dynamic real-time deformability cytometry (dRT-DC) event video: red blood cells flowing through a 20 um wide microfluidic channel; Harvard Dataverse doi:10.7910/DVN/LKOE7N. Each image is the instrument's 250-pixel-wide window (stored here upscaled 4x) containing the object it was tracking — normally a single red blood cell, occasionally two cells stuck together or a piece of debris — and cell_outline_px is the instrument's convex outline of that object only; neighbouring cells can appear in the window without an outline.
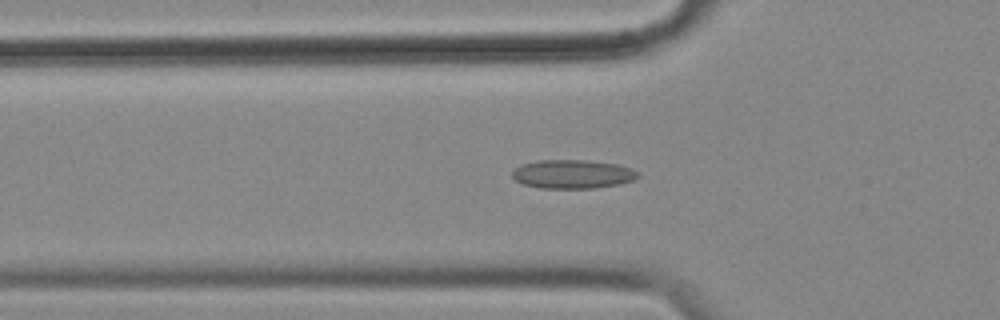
{"species": "common noctule bat (a hibernating species)", "species_latin": "Nyctalus noctula", "temperature_condition": "cold", "stored_images_in_passage": 48, "camera_frame_rate_fps": 3000, "um_per_image_px": 0.085, "animal": {"sex": "female", "body_mass_g": 18.4}, "frame": {"image": 1, "passage_image": 18, "time_ms": 5.667, "image_size_px": [1000, 320], "cell_outline_px": [[640, 176], [632, 180], [620, 184], [592, 188], [540, 188], [524, 184], [516, 180], [512, 176], [512, 172], [516, 168], [524, 164], [540, 160], [588, 160], [616, 164], [632, 168], [640, 172]], "centroid_in_image_um": [48.72, 14.8], "position_along_channel_um": 77.1, "area_um2": 20.98}}
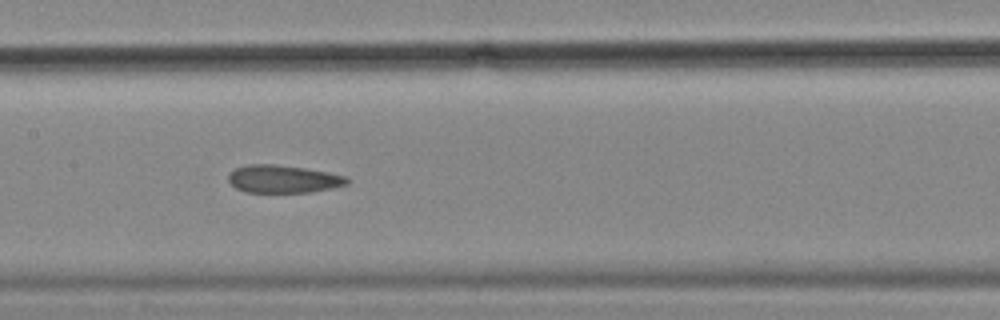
{"frame": {"image": 2, "passage_image": 27, "time_ms": 8.667, "image_size_px": [1000, 320], "cell_outline_px": [[348, 184], [308, 192], [248, 192], [236, 188], [228, 180], [228, 176], [236, 168], [248, 164], [276, 164], [304, 168], [328, 172], [348, 176]], "centroid_in_image_um": [24.07, 15.2], "position_along_channel_um": 183.3, "area_um2": 18.96}}
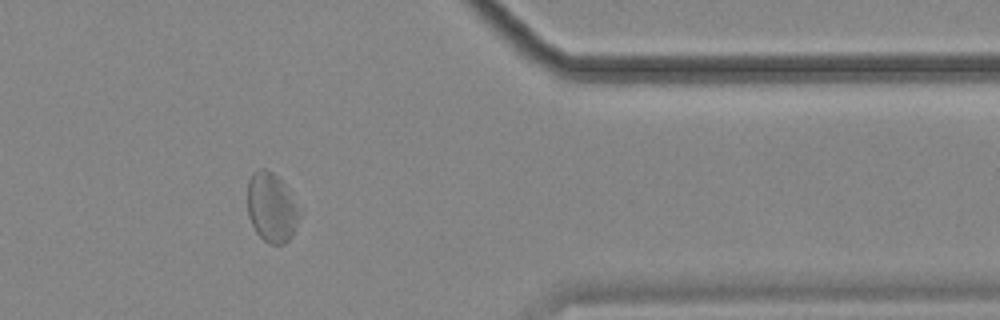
{"frame": {"image": 3, "passage_image": 46, "time_ms": 15.0, "image_size_px": [1000, 320], "cell_outline_px": [[300, 216], [292, 236], [284, 244], [268, 244], [256, 232], [248, 216], [248, 180], [252, 172], [260, 168], [264, 168], [272, 172], [280, 180]], "centroid_in_image_um": [23.02, 17.66], "position_along_channel_um": 388.4, "area_um2": 20.35}, "authors_computed_cell_mechanics": {"area_um2": 20.3167, "velocity_mm_per_s": 3.5466, "shape_relaxation_time_tau1_ms": null, "shape_relaxation_time_tau2_ms": 2.5371, "deformation_change_tau1": null, "deformation_change_tau2": 0.0721}}